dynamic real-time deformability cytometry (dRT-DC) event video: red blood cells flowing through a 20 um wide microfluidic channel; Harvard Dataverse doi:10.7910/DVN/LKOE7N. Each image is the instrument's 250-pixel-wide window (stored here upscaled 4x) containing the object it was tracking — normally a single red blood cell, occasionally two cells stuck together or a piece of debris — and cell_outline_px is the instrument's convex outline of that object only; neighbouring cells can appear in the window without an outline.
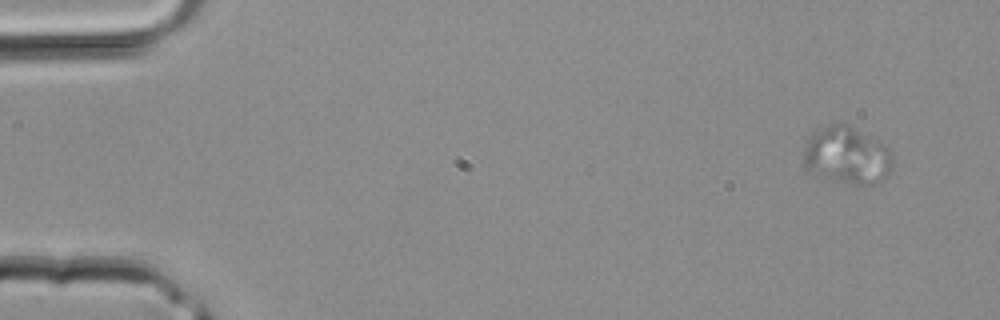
{"species": "common noctule bat (a hibernating species)", "species_latin": "Nyctalus noctula", "temperature_condition": "room temperature", "stored_images_in_passage": 4, "camera_frame_rate_fps": 3000, "um_per_image_px": 0.085, "animal": {"sex": "male", "body_mass_g": 20.4}, "frame": {"image": 1, "passage_image": 1, "time_ms": 0.0, "image_size_px": [1000, 320], "cell_outline_px": [[892, 164], [888, 176], [884, 180], [876, 184], [856, 184], [836, 180], [824, 176], [804, 168], [804, 140], [816, 128], [828, 124], [848, 124], [884, 144], [892, 152]], "centroid_in_image_um": [71.98, 13.18], "position_along_channel_um": 13.0, "area_um2": 29.88}}
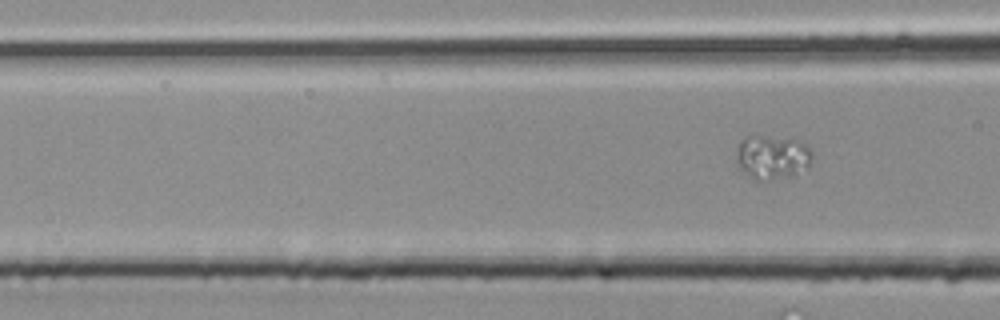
{"frame": {"image": 2, "passage_image": 4, "time_ms": 1.0, "image_size_px": [1000, 320], "cell_outline_px": [[812, 156], [808, 168], [796, 176], [760, 180], [756, 180], [748, 176], [736, 160], [736, 148], [740, 140], [748, 136], [764, 136], [800, 140], [808, 144], [812, 148]], "centroid_in_image_um": [65.69, 13.35], "position_along_channel_um": 100.9, "area_um2": 19.77}}